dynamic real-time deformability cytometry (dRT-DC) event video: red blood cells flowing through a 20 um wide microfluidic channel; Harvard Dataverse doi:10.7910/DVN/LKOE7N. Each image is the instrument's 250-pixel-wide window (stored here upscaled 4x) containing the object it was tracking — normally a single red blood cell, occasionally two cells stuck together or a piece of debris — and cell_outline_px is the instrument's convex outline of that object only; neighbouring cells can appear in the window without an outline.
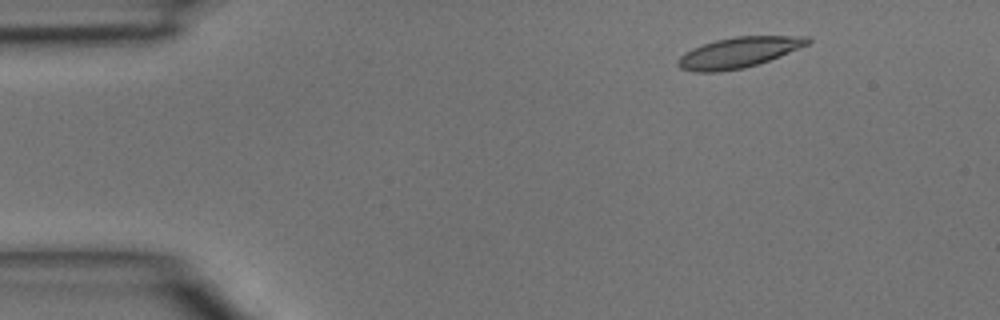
{"species": "common noctule bat (a hibernating species)", "species_latin": "Nyctalus noctula", "temperature_condition": "room temperature", "stored_images_in_passage": 4, "segment_of_instrument_passage": [1, 2], "camera_frame_rate_fps": 3000, "um_per_image_px": 0.085, "animal": {"sex": "male", "body_mass_g": 15.6}, "frame": {"image": 1, "passage_image": 1, "time_ms": 0.0, "image_size_px": [1000, 320], "cell_outline_px": [[812, 40], [808, 44], [780, 56], [744, 68], [716, 72], [692, 72], [680, 68], [676, 64], [676, 60], [684, 52], [692, 48], [716, 40], [736, 36], [808, 36]], "centroid_in_image_um": [62.74, 4.46], "position_along_channel_um": 22.3, "area_um2": 23.0}}
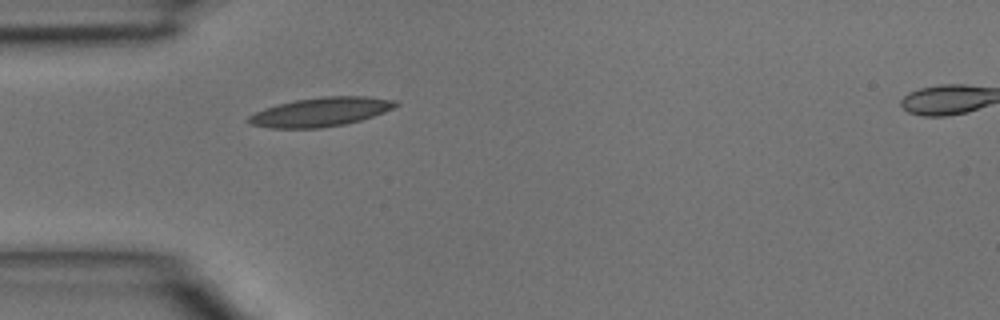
{"frame": {"image": 2, "passage_image": 3, "time_ms": 0.667, "image_size_px": [1000, 320], "cell_outline_px": [[400, 104], [384, 112], [360, 120], [344, 124], [320, 128], [268, 128], [252, 124], [244, 120], [248, 116], [264, 108], [296, 100], [324, 96], [368, 96], [396, 100]], "centroid_in_image_um": [27.25, 9.51], "position_along_channel_um": 57.7, "area_um2": 24.74}}